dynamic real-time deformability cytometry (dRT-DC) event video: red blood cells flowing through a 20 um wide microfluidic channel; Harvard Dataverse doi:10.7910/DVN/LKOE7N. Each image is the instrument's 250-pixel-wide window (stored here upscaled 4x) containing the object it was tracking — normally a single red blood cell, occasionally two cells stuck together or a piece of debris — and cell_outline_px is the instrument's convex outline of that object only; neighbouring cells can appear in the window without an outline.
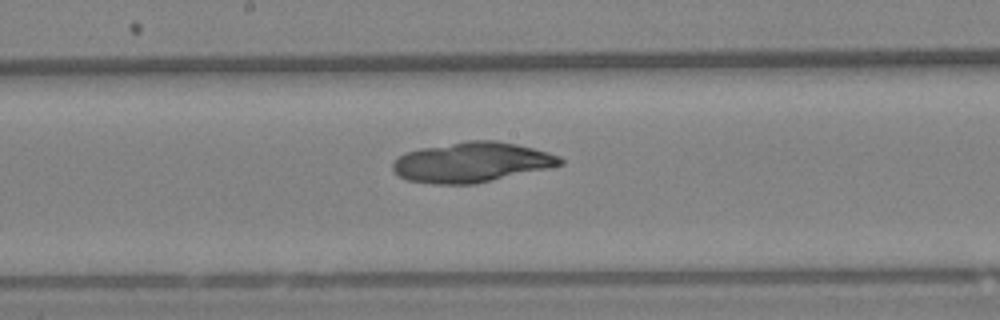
{"species": "Egyptian fruit bat (a non-hibernating species)", "species_latin": "Rousettus aegyptiacus", "temperature_condition": "warm", "stored_images_in_passage": 61, "camera_frame_rate_fps": 3000, "um_per_image_px": 0.085, "animal": {"sex": "female"}, "frame": {"image": 1, "passage_image": 33, "time_ms": 10.667, "image_size_px": [1000, 320], "cell_outline_px": [[564, 164], [548, 168], [476, 184], [432, 184], [404, 180], [392, 168], [392, 164], [404, 152], [420, 148], [468, 140], [496, 140], [516, 144], [548, 152], [560, 156], [564, 160]], "centroid_in_image_um": [40.09, 13.79], "position_along_channel_um": 208.1, "area_um2": 39.19}}
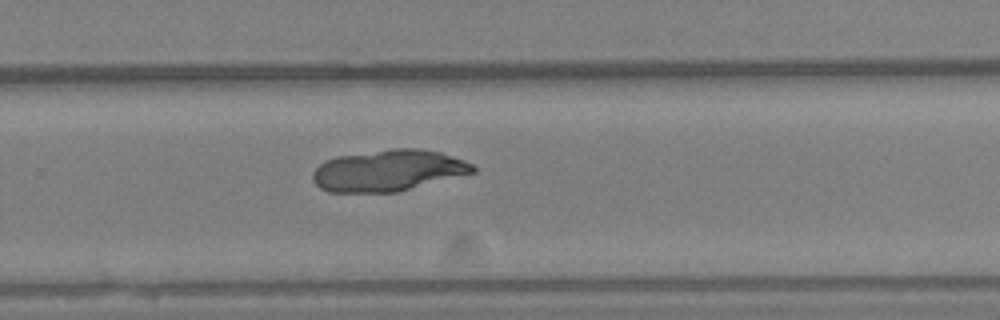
{"frame": {"image": 2, "passage_image": 41, "time_ms": 13.333, "image_size_px": [1000, 320], "cell_outline_px": [[476, 172], [396, 192], [328, 192], [320, 188], [312, 180], [312, 172], [324, 160], [336, 156], [392, 148], [420, 148], [440, 152], [464, 160], [472, 164], [476, 168]], "centroid_in_image_um": [32.98, 14.48], "position_along_channel_um": 296.8, "area_um2": 38.73}}
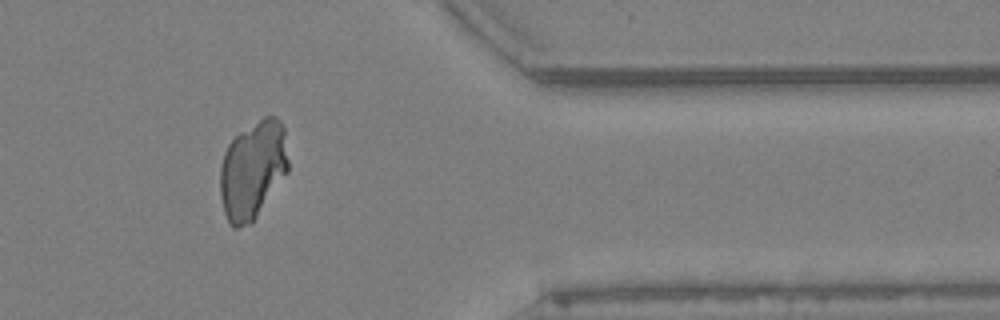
{"frame": {"image": 3, "passage_image": 51, "time_ms": 16.667, "image_size_px": [1000, 320], "cell_outline_px": [[288, 172], [252, 224], [236, 228], [232, 228], [228, 224], [224, 212], [220, 196], [220, 168], [224, 152], [228, 144], [240, 132], [264, 116], [276, 116], [280, 120], [284, 128], [288, 160]], "centroid_in_image_um": [21.48, 14.47], "position_along_channel_um": 389.9, "area_um2": 39.36}}